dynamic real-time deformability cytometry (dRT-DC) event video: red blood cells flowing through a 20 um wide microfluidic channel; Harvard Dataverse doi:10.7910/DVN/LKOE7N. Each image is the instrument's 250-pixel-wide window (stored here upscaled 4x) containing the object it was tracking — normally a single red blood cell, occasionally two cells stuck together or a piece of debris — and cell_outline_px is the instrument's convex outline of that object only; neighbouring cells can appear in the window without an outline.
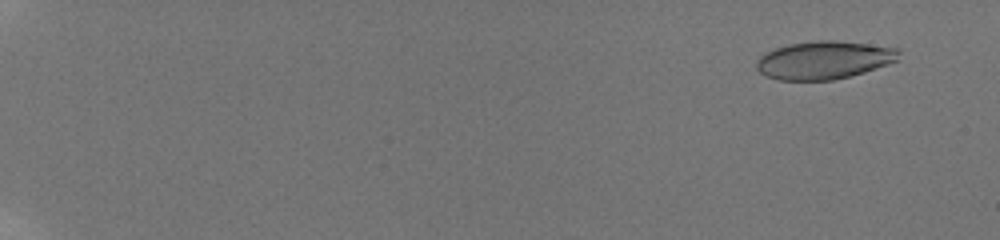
{"species": "human", "species_latin": "Homo sapiens", "temperature_condition": "room temperature", "stored_images_in_passage": 58, "camera_frame_rate_fps": 3000, "um_per_image_px": 0.085, "donor": {"sex": "male"}, "frame": {"image": 1, "passage_image": 5, "time_ms": 1.333, "image_size_px": [1000, 240], "cell_outline_px": [[900, 52], [896, 60], [864, 72], [832, 80], [776, 80], [764, 76], [756, 68], [756, 60], [764, 52], [788, 44], [812, 40], [832, 40], [900, 48]], "centroid_in_image_um": [69.97, 5.1], "position_along_channel_um": 15.0, "area_um2": 31.5}}
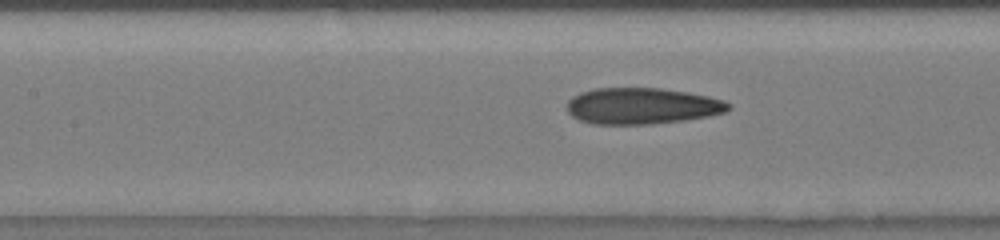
{"frame": {"image": 2, "passage_image": 32, "time_ms": 10.333, "image_size_px": [1000, 240], "cell_outline_px": [[732, 108], [728, 112], [708, 116], [684, 120], [648, 124], [592, 124], [580, 120], [572, 116], [568, 112], [568, 100], [572, 96], [580, 92], [596, 88], [660, 88], [688, 92], [708, 96], [724, 100], [732, 104]], "centroid_in_image_um": [54.6, 9.0], "position_along_channel_um": 152.8, "area_um2": 34.33}}
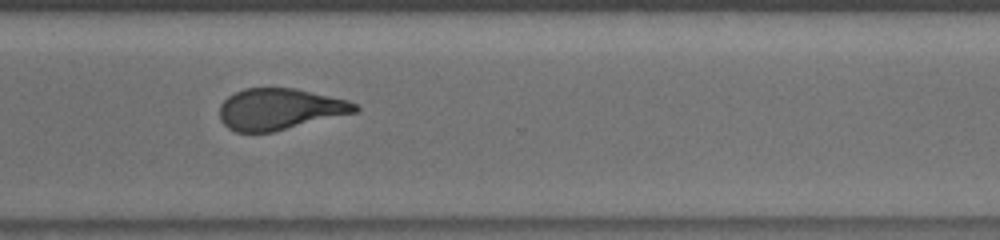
{"frame": {"image": 3, "passage_image": 47, "time_ms": 15.333, "image_size_px": [1000, 240], "cell_outline_px": [[360, 108], [356, 112], [272, 132], [236, 132], [228, 128], [220, 120], [220, 104], [228, 96], [244, 88], [292, 88], [348, 100], [356, 104]], "centroid_in_image_um": [23.74, 9.28], "position_along_channel_um": 346.9, "area_um2": 32.31}, "authors_computed_cell_mechanics": {"area_um2": 32.9171, "velocity_mm_per_s": 3.8916, "shape_relaxation_time_tau1_ms": 10.42, "shape_relaxation_time_tau2_ms": 1.482, "deformation_change_tau1": 0.2686, "deformation_change_tau2": 0.1008}}